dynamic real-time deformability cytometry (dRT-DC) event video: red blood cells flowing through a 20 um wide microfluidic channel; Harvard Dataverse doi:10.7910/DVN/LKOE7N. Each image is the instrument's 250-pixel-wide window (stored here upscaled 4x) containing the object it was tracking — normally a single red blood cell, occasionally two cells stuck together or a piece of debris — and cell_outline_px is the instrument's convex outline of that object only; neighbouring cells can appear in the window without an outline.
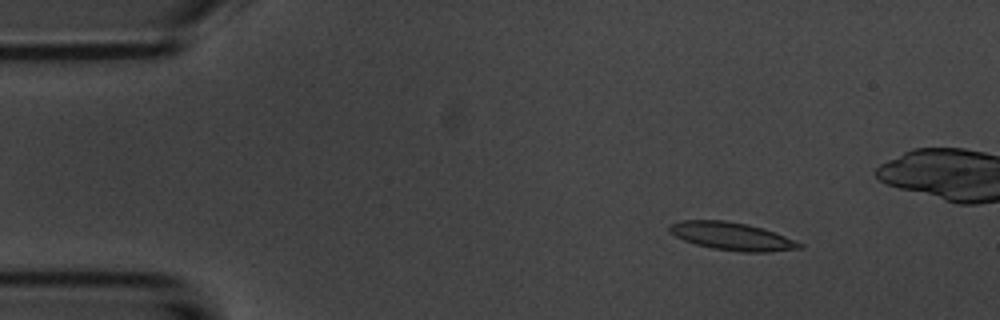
{"species": "common noctule bat (a hibernating species)", "species_latin": "Nyctalus noctula", "temperature_condition": "room temperature", "stored_images_in_passage": 5, "camera_frame_rate_fps": 3000, "um_per_image_px": 0.085, "animal": {"sex": "male", "body_mass_g": 20.1, "forearm_length_mm": 53.5}, "frame": {"image": 1, "passage_image": 2, "time_ms": 1.0, "image_size_px": [1000, 320], "cell_outline_px": [[804, 248], [768, 252], [740, 252], [712, 248], [696, 244], [684, 240], [668, 232], [668, 224], [684, 220], [724, 220], [748, 224], [764, 228], [804, 244]], "centroid_in_image_um": [62.21, 20.08], "position_along_channel_um": 22.8, "area_um2": 21.21}}